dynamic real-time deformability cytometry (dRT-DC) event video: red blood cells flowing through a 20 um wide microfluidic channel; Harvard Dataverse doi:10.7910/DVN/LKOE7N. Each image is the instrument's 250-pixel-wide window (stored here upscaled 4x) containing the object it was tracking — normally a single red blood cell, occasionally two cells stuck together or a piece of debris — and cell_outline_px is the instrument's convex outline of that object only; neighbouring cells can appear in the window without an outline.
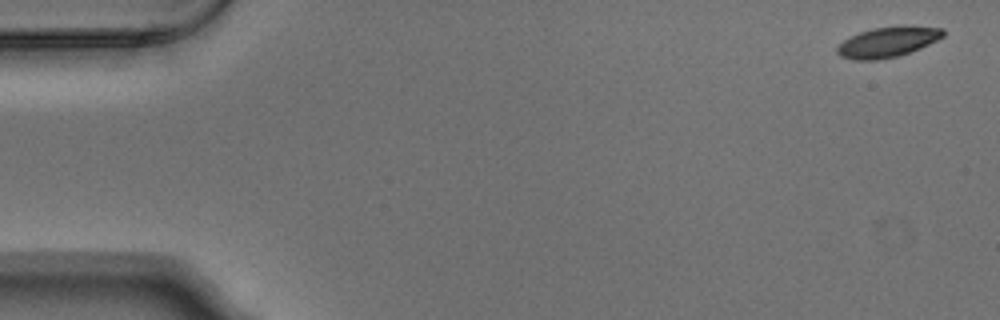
{"species": "Egyptian fruit bat (a non-hibernating species)", "species_latin": "Rousettus aegyptiacus", "temperature_condition": "warm", "stored_images_in_passage": 4, "camera_frame_rate_fps": 3000, "um_per_image_px": 0.085, "animal": {"sex": "male"}, "frame": {"image": 1, "passage_image": 1, "time_ms": 0.0, "image_size_px": [1000, 320], "cell_outline_px": [[944, 36], [920, 48], [896, 56], [876, 60], [852, 60], [840, 56], [836, 52], [836, 48], [844, 40], [860, 32], [872, 28], [900, 24], [904, 24], [944, 28]], "centroid_in_image_um": [75.47, 3.54], "position_along_channel_um": 9.5, "area_um2": 18.9}}